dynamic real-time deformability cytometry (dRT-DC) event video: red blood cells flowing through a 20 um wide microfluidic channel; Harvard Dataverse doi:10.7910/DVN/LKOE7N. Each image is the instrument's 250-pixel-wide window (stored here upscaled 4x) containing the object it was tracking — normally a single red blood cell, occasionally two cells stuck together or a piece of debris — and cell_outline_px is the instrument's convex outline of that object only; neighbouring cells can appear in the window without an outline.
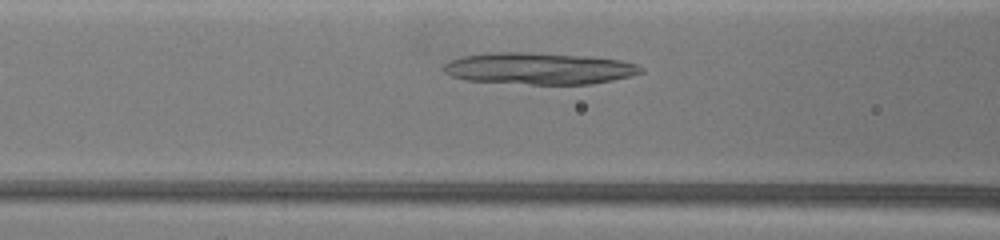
{"species": "common noctule bat (a hibernating species)", "species_latin": "Nyctalus noctula", "temperature_condition": "warm", "stored_images_in_passage": 32, "camera_frame_rate_fps": 3000, "um_per_image_px": 0.085, "animal": {"sex": "female", "body_mass_g": 19.5, "forearm_length_mm": 54.1}, "frame": {"image": 1, "passage_image": 9, "time_ms": 2.333, "image_size_px": [1000, 240], "cell_outline_px": [[644, 72], [612, 80], [592, 84], [528, 84], [464, 80], [452, 76], [444, 72], [440, 68], [448, 60], [460, 56], [488, 52], [528, 52], [592, 56], [620, 60], [636, 64], [644, 68]], "centroid_in_image_um": [45.76, 5.81], "position_along_channel_um": 120.8, "area_um2": 36.88}}
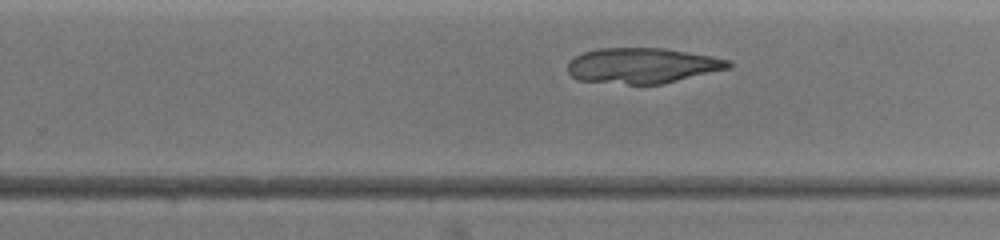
{"frame": {"image": 2, "passage_image": 22, "time_ms": 6.0, "image_size_px": [1000, 240], "cell_outline_px": [[732, 68], [664, 84], [628, 84], [576, 80], [568, 72], [568, 60], [584, 52], [596, 48], [664, 48], [712, 56], [728, 60], [732, 64]], "centroid_in_image_um": [54.61, 5.58], "position_along_channel_um": 275.2, "area_um2": 33.47}}
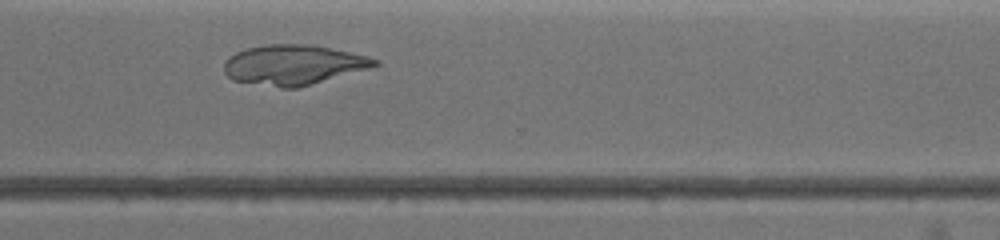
{"frame": {"image": 3, "passage_image": 28, "time_ms": 7.667, "image_size_px": [1000, 240], "cell_outline_px": [[380, 64], [368, 68], [296, 88], [280, 88], [232, 80], [224, 72], [224, 64], [236, 52], [244, 48], [264, 44], [308, 44], [368, 56], [380, 60]], "centroid_in_image_um": [24.91, 5.5], "position_along_channel_um": 345.7, "area_um2": 34.74}}